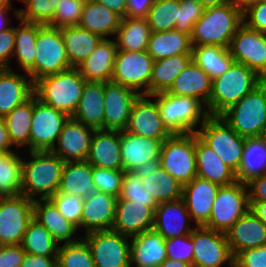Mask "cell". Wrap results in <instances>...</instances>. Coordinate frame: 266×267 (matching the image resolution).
<instances>
[{"label": "cell", "instance_id": "cell-54", "mask_svg": "<svg viewBox=\"0 0 266 267\" xmlns=\"http://www.w3.org/2000/svg\"><path fill=\"white\" fill-rule=\"evenodd\" d=\"M205 8L199 0H179V22L175 30L191 35L194 24L201 18Z\"/></svg>", "mask_w": 266, "mask_h": 267}, {"label": "cell", "instance_id": "cell-43", "mask_svg": "<svg viewBox=\"0 0 266 267\" xmlns=\"http://www.w3.org/2000/svg\"><path fill=\"white\" fill-rule=\"evenodd\" d=\"M193 60L214 79L224 74L234 59L228 48L213 45L193 47Z\"/></svg>", "mask_w": 266, "mask_h": 267}, {"label": "cell", "instance_id": "cell-46", "mask_svg": "<svg viewBox=\"0 0 266 267\" xmlns=\"http://www.w3.org/2000/svg\"><path fill=\"white\" fill-rule=\"evenodd\" d=\"M142 179L144 188L158 204L182 198L183 186L161 166Z\"/></svg>", "mask_w": 266, "mask_h": 267}, {"label": "cell", "instance_id": "cell-26", "mask_svg": "<svg viewBox=\"0 0 266 267\" xmlns=\"http://www.w3.org/2000/svg\"><path fill=\"white\" fill-rule=\"evenodd\" d=\"M232 255L266 245V226L250 211L225 233Z\"/></svg>", "mask_w": 266, "mask_h": 267}, {"label": "cell", "instance_id": "cell-45", "mask_svg": "<svg viewBox=\"0 0 266 267\" xmlns=\"http://www.w3.org/2000/svg\"><path fill=\"white\" fill-rule=\"evenodd\" d=\"M22 155L15 151L0 153V197L21 194Z\"/></svg>", "mask_w": 266, "mask_h": 267}, {"label": "cell", "instance_id": "cell-61", "mask_svg": "<svg viewBox=\"0 0 266 267\" xmlns=\"http://www.w3.org/2000/svg\"><path fill=\"white\" fill-rule=\"evenodd\" d=\"M154 0H127L126 17L146 18Z\"/></svg>", "mask_w": 266, "mask_h": 267}, {"label": "cell", "instance_id": "cell-40", "mask_svg": "<svg viewBox=\"0 0 266 267\" xmlns=\"http://www.w3.org/2000/svg\"><path fill=\"white\" fill-rule=\"evenodd\" d=\"M193 60L192 54L175 55L154 61L149 95L167 92L176 76Z\"/></svg>", "mask_w": 266, "mask_h": 267}, {"label": "cell", "instance_id": "cell-1", "mask_svg": "<svg viewBox=\"0 0 266 267\" xmlns=\"http://www.w3.org/2000/svg\"><path fill=\"white\" fill-rule=\"evenodd\" d=\"M27 152L26 158L22 156L21 194L32 200L49 199L58 192L65 162L52 151Z\"/></svg>", "mask_w": 266, "mask_h": 267}, {"label": "cell", "instance_id": "cell-58", "mask_svg": "<svg viewBox=\"0 0 266 267\" xmlns=\"http://www.w3.org/2000/svg\"><path fill=\"white\" fill-rule=\"evenodd\" d=\"M15 45V27H11L3 32H0V69L9 68L11 66V58H13Z\"/></svg>", "mask_w": 266, "mask_h": 267}, {"label": "cell", "instance_id": "cell-44", "mask_svg": "<svg viewBox=\"0 0 266 267\" xmlns=\"http://www.w3.org/2000/svg\"><path fill=\"white\" fill-rule=\"evenodd\" d=\"M20 245L27 254L57 257L60 244L43 225L33 218L27 226Z\"/></svg>", "mask_w": 266, "mask_h": 267}, {"label": "cell", "instance_id": "cell-41", "mask_svg": "<svg viewBox=\"0 0 266 267\" xmlns=\"http://www.w3.org/2000/svg\"><path fill=\"white\" fill-rule=\"evenodd\" d=\"M33 116V96L23 104L14 108L4 117L7 131L16 150L25 148L30 151V129Z\"/></svg>", "mask_w": 266, "mask_h": 267}, {"label": "cell", "instance_id": "cell-18", "mask_svg": "<svg viewBox=\"0 0 266 267\" xmlns=\"http://www.w3.org/2000/svg\"><path fill=\"white\" fill-rule=\"evenodd\" d=\"M138 96L137 92L121 84L105 82L103 130L124 131Z\"/></svg>", "mask_w": 266, "mask_h": 267}, {"label": "cell", "instance_id": "cell-12", "mask_svg": "<svg viewBox=\"0 0 266 267\" xmlns=\"http://www.w3.org/2000/svg\"><path fill=\"white\" fill-rule=\"evenodd\" d=\"M153 63L154 59L146 50H117L111 82L130 88L139 95H149Z\"/></svg>", "mask_w": 266, "mask_h": 267}, {"label": "cell", "instance_id": "cell-34", "mask_svg": "<svg viewBox=\"0 0 266 267\" xmlns=\"http://www.w3.org/2000/svg\"><path fill=\"white\" fill-rule=\"evenodd\" d=\"M122 17L96 0H86L78 26L99 35L102 39H110L116 35Z\"/></svg>", "mask_w": 266, "mask_h": 267}, {"label": "cell", "instance_id": "cell-35", "mask_svg": "<svg viewBox=\"0 0 266 267\" xmlns=\"http://www.w3.org/2000/svg\"><path fill=\"white\" fill-rule=\"evenodd\" d=\"M13 15L19 20L18 26L15 27V45L13 57L23 72H26L33 82H35V55L36 39L38 34V23L27 22L18 19V10Z\"/></svg>", "mask_w": 266, "mask_h": 267}, {"label": "cell", "instance_id": "cell-48", "mask_svg": "<svg viewBox=\"0 0 266 267\" xmlns=\"http://www.w3.org/2000/svg\"><path fill=\"white\" fill-rule=\"evenodd\" d=\"M57 267H95L89 246L81 237L79 240L59 245Z\"/></svg>", "mask_w": 266, "mask_h": 267}, {"label": "cell", "instance_id": "cell-64", "mask_svg": "<svg viewBox=\"0 0 266 267\" xmlns=\"http://www.w3.org/2000/svg\"><path fill=\"white\" fill-rule=\"evenodd\" d=\"M111 11L117 13L122 18L126 17L127 0H96Z\"/></svg>", "mask_w": 266, "mask_h": 267}, {"label": "cell", "instance_id": "cell-6", "mask_svg": "<svg viewBox=\"0 0 266 267\" xmlns=\"http://www.w3.org/2000/svg\"><path fill=\"white\" fill-rule=\"evenodd\" d=\"M220 117L241 137H263L266 128V80Z\"/></svg>", "mask_w": 266, "mask_h": 267}, {"label": "cell", "instance_id": "cell-42", "mask_svg": "<svg viewBox=\"0 0 266 267\" xmlns=\"http://www.w3.org/2000/svg\"><path fill=\"white\" fill-rule=\"evenodd\" d=\"M266 173V138H246L237 180L246 183Z\"/></svg>", "mask_w": 266, "mask_h": 267}, {"label": "cell", "instance_id": "cell-53", "mask_svg": "<svg viewBox=\"0 0 266 267\" xmlns=\"http://www.w3.org/2000/svg\"><path fill=\"white\" fill-rule=\"evenodd\" d=\"M86 0H61L53 20L48 24L56 28L78 26Z\"/></svg>", "mask_w": 266, "mask_h": 267}, {"label": "cell", "instance_id": "cell-65", "mask_svg": "<svg viewBox=\"0 0 266 267\" xmlns=\"http://www.w3.org/2000/svg\"><path fill=\"white\" fill-rule=\"evenodd\" d=\"M160 167V159H153L138 166L133 172L139 177H148L151 173L155 172Z\"/></svg>", "mask_w": 266, "mask_h": 267}, {"label": "cell", "instance_id": "cell-30", "mask_svg": "<svg viewBox=\"0 0 266 267\" xmlns=\"http://www.w3.org/2000/svg\"><path fill=\"white\" fill-rule=\"evenodd\" d=\"M117 52L115 39H103L96 49L76 68L86 81L110 82Z\"/></svg>", "mask_w": 266, "mask_h": 267}, {"label": "cell", "instance_id": "cell-69", "mask_svg": "<svg viewBox=\"0 0 266 267\" xmlns=\"http://www.w3.org/2000/svg\"><path fill=\"white\" fill-rule=\"evenodd\" d=\"M159 267H192V265L182 261L167 258Z\"/></svg>", "mask_w": 266, "mask_h": 267}, {"label": "cell", "instance_id": "cell-3", "mask_svg": "<svg viewBox=\"0 0 266 267\" xmlns=\"http://www.w3.org/2000/svg\"><path fill=\"white\" fill-rule=\"evenodd\" d=\"M263 80L246 65L233 62L224 74L212 79L210 98L206 105L209 116H220Z\"/></svg>", "mask_w": 266, "mask_h": 267}, {"label": "cell", "instance_id": "cell-27", "mask_svg": "<svg viewBox=\"0 0 266 267\" xmlns=\"http://www.w3.org/2000/svg\"><path fill=\"white\" fill-rule=\"evenodd\" d=\"M165 139H153L121 131V156L124 171H133L153 159H160Z\"/></svg>", "mask_w": 266, "mask_h": 267}, {"label": "cell", "instance_id": "cell-24", "mask_svg": "<svg viewBox=\"0 0 266 267\" xmlns=\"http://www.w3.org/2000/svg\"><path fill=\"white\" fill-rule=\"evenodd\" d=\"M24 75L9 68L0 69V117L34 95V82L26 72Z\"/></svg>", "mask_w": 266, "mask_h": 267}, {"label": "cell", "instance_id": "cell-23", "mask_svg": "<svg viewBox=\"0 0 266 267\" xmlns=\"http://www.w3.org/2000/svg\"><path fill=\"white\" fill-rule=\"evenodd\" d=\"M117 198L99 191L84 198L81 218V231L85 232L83 234L112 229Z\"/></svg>", "mask_w": 266, "mask_h": 267}, {"label": "cell", "instance_id": "cell-13", "mask_svg": "<svg viewBox=\"0 0 266 267\" xmlns=\"http://www.w3.org/2000/svg\"><path fill=\"white\" fill-rule=\"evenodd\" d=\"M34 200L23 194L0 197V246L21 244L33 217Z\"/></svg>", "mask_w": 266, "mask_h": 267}, {"label": "cell", "instance_id": "cell-17", "mask_svg": "<svg viewBox=\"0 0 266 267\" xmlns=\"http://www.w3.org/2000/svg\"><path fill=\"white\" fill-rule=\"evenodd\" d=\"M125 131L153 139H168L172 135L162 123L156 99L152 95L137 97Z\"/></svg>", "mask_w": 266, "mask_h": 267}, {"label": "cell", "instance_id": "cell-51", "mask_svg": "<svg viewBox=\"0 0 266 267\" xmlns=\"http://www.w3.org/2000/svg\"><path fill=\"white\" fill-rule=\"evenodd\" d=\"M61 215L74 224L81 233V218L84 198L77 195L59 193L49 198Z\"/></svg>", "mask_w": 266, "mask_h": 267}, {"label": "cell", "instance_id": "cell-2", "mask_svg": "<svg viewBox=\"0 0 266 267\" xmlns=\"http://www.w3.org/2000/svg\"><path fill=\"white\" fill-rule=\"evenodd\" d=\"M243 24V9L227 4L206 8L194 24L192 47L213 45L229 48L232 37Z\"/></svg>", "mask_w": 266, "mask_h": 267}, {"label": "cell", "instance_id": "cell-21", "mask_svg": "<svg viewBox=\"0 0 266 267\" xmlns=\"http://www.w3.org/2000/svg\"><path fill=\"white\" fill-rule=\"evenodd\" d=\"M155 208L118 197L112 230L131 238L152 229Z\"/></svg>", "mask_w": 266, "mask_h": 267}, {"label": "cell", "instance_id": "cell-4", "mask_svg": "<svg viewBox=\"0 0 266 267\" xmlns=\"http://www.w3.org/2000/svg\"><path fill=\"white\" fill-rule=\"evenodd\" d=\"M85 83V78L73 67L36 80L34 95L41 102L71 117L78 106Z\"/></svg>", "mask_w": 266, "mask_h": 267}, {"label": "cell", "instance_id": "cell-70", "mask_svg": "<svg viewBox=\"0 0 266 267\" xmlns=\"http://www.w3.org/2000/svg\"><path fill=\"white\" fill-rule=\"evenodd\" d=\"M256 0H231V4L236 5L242 9H244L248 4L254 2Z\"/></svg>", "mask_w": 266, "mask_h": 267}, {"label": "cell", "instance_id": "cell-72", "mask_svg": "<svg viewBox=\"0 0 266 267\" xmlns=\"http://www.w3.org/2000/svg\"><path fill=\"white\" fill-rule=\"evenodd\" d=\"M263 137L266 138V128H265Z\"/></svg>", "mask_w": 266, "mask_h": 267}, {"label": "cell", "instance_id": "cell-14", "mask_svg": "<svg viewBox=\"0 0 266 267\" xmlns=\"http://www.w3.org/2000/svg\"><path fill=\"white\" fill-rule=\"evenodd\" d=\"M69 116L41 102L33 95L30 151H52Z\"/></svg>", "mask_w": 266, "mask_h": 267}, {"label": "cell", "instance_id": "cell-5", "mask_svg": "<svg viewBox=\"0 0 266 267\" xmlns=\"http://www.w3.org/2000/svg\"><path fill=\"white\" fill-rule=\"evenodd\" d=\"M152 96L156 99L162 123L172 135L197 133V127L209 117L206 106L196 98L167 92Z\"/></svg>", "mask_w": 266, "mask_h": 267}, {"label": "cell", "instance_id": "cell-20", "mask_svg": "<svg viewBox=\"0 0 266 267\" xmlns=\"http://www.w3.org/2000/svg\"><path fill=\"white\" fill-rule=\"evenodd\" d=\"M193 223L183 198L159 203L155 208L153 229L164 239L191 234L196 228Z\"/></svg>", "mask_w": 266, "mask_h": 267}, {"label": "cell", "instance_id": "cell-62", "mask_svg": "<svg viewBox=\"0 0 266 267\" xmlns=\"http://www.w3.org/2000/svg\"><path fill=\"white\" fill-rule=\"evenodd\" d=\"M20 267H57V258L26 253Z\"/></svg>", "mask_w": 266, "mask_h": 267}, {"label": "cell", "instance_id": "cell-11", "mask_svg": "<svg viewBox=\"0 0 266 267\" xmlns=\"http://www.w3.org/2000/svg\"><path fill=\"white\" fill-rule=\"evenodd\" d=\"M73 68L68 60L59 28L38 23L35 55V81Z\"/></svg>", "mask_w": 266, "mask_h": 267}, {"label": "cell", "instance_id": "cell-29", "mask_svg": "<svg viewBox=\"0 0 266 267\" xmlns=\"http://www.w3.org/2000/svg\"><path fill=\"white\" fill-rule=\"evenodd\" d=\"M197 177L229 185L237 181L236 173L195 133Z\"/></svg>", "mask_w": 266, "mask_h": 267}, {"label": "cell", "instance_id": "cell-52", "mask_svg": "<svg viewBox=\"0 0 266 267\" xmlns=\"http://www.w3.org/2000/svg\"><path fill=\"white\" fill-rule=\"evenodd\" d=\"M95 191L120 196L124 170L98 168L92 166Z\"/></svg>", "mask_w": 266, "mask_h": 267}, {"label": "cell", "instance_id": "cell-49", "mask_svg": "<svg viewBox=\"0 0 266 267\" xmlns=\"http://www.w3.org/2000/svg\"><path fill=\"white\" fill-rule=\"evenodd\" d=\"M25 8L18 9V19L48 25L54 18L56 7L61 0H19Z\"/></svg>", "mask_w": 266, "mask_h": 267}, {"label": "cell", "instance_id": "cell-66", "mask_svg": "<svg viewBox=\"0 0 266 267\" xmlns=\"http://www.w3.org/2000/svg\"><path fill=\"white\" fill-rule=\"evenodd\" d=\"M249 211L266 226V202H249Z\"/></svg>", "mask_w": 266, "mask_h": 267}, {"label": "cell", "instance_id": "cell-37", "mask_svg": "<svg viewBox=\"0 0 266 267\" xmlns=\"http://www.w3.org/2000/svg\"><path fill=\"white\" fill-rule=\"evenodd\" d=\"M60 31L68 60L74 68L89 57L103 40L99 35L79 26L63 27Z\"/></svg>", "mask_w": 266, "mask_h": 267}, {"label": "cell", "instance_id": "cell-9", "mask_svg": "<svg viewBox=\"0 0 266 267\" xmlns=\"http://www.w3.org/2000/svg\"><path fill=\"white\" fill-rule=\"evenodd\" d=\"M249 208L246 183L237 180L232 184L222 185L217 191L209 221L204 226L226 233Z\"/></svg>", "mask_w": 266, "mask_h": 267}, {"label": "cell", "instance_id": "cell-47", "mask_svg": "<svg viewBox=\"0 0 266 267\" xmlns=\"http://www.w3.org/2000/svg\"><path fill=\"white\" fill-rule=\"evenodd\" d=\"M146 18L152 32L174 30L179 22V0H154Z\"/></svg>", "mask_w": 266, "mask_h": 267}, {"label": "cell", "instance_id": "cell-36", "mask_svg": "<svg viewBox=\"0 0 266 267\" xmlns=\"http://www.w3.org/2000/svg\"><path fill=\"white\" fill-rule=\"evenodd\" d=\"M94 191L92 165L87 160L64 163L58 189L59 193L86 198L91 196Z\"/></svg>", "mask_w": 266, "mask_h": 267}, {"label": "cell", "instance_id": "cell-67", "mask_svg": "<svg viewBox=\"0 0 266 267\" xmlns=\"http://www.w3.org/2000/svg\"><path fill=\"white\" fill-rule=\"evenodd\" d=\"M11 9L13 8H0V32H3L12 27L10 26L11 15L9 14V10Z\"/></svg>", "mask_w": 266, "mask_h": 267}, {"label": "cell", "instance_id": "cell-16", "mask_svg": "<svg viewBox=\"0 0 266 267\" xmlns=\"http://www.w3.org/2000/svg\"><path fill=\"white\" fill-rule=\"evenodd\" d=\"M229 51L234 62L242 63L266 80V34L244 23L232 37Z\"/></svg>", "mask_w": 266, "mask_h": 267}, {"label": "cell", "instance_id": "cell-55", "mask_svg": "<svg viewBox=\"0 0 266 267\" xmlns=\"http://www.w3.org/2000/svg\"><path fill=\"white\" fill-rule=\"evenodd\" d=\"M165 245L168 259L189 263L193 267L194 245L192 243V233L186 236L165 239Z\"/></svg>", "mask_w": 266, "mask_h": 267}, {"label": "cell", "instance_id": "cell-57", "mask_svg": "<svg viewBox=\"0 0 266 267\" xmlns=\"http://www.w3.org/2000/svg\"><path fill=\"white\" fill-rule=\"evenodd\" d=\"M234 267H266V245L239 252L234 257Z\"/></svg>", "mask_w": 266, "mask_h": 267}, {"label": "cell", "instance_id": "cell-28", "mask_svg": "<svg viewBox=\"0 0 266 267\" xmlns=\"http://www.w3.org/2000/svg\"><path fill=\"white\" fill-rule=\"evenodd\" d=\"M33 217L59 243H70L82 236L79 229L65 219L49 199H37L33 203Z\"/></svg>", "mask_w": 266, "mask_h": 267}, {"label": "cell", "instance_id": "cell-73", "mask_svg": "<svg viewBox=\"0 0 266 267\" xmlns=\"http://www.w3.org/2000/svg\"><path fill=\"white\" fill-rule=\"evenodd\" d=\"M129 267H139V266H135V265H133V264H130V266Z\"/></svg>", "mask_w": 266, "mask_h": 267}, {"label": "cell", "instance_id": "cell-39", "mask_svg": "<svg viewBox=\"0 0 266 267\" xmlns=\"http://www.w3.org/2000/svg\"><path fill=\"white\" fill-rule=\"evenodd\" d=\"M147 18L124 17L114 37L118 51H145L151 35Z\"/></svg>", "mask_w": 266, "mask_h": 267}, {"label": "cell", "instance_id": "cell-8", "mask_svg": "<svg viewBox=\"0 0 266 267\" xmlns=\"http://www.w3.org/2000/svg\"><path fill=\"white\" fill-rule=\"evenodd\" d=\"M160 166L182 186L197 177L195 133L173 134L162 143Z\"/></svg>", "mask_w": 266, "mask_h": 267}, {"label": "cell", "instance_id": "cell-19", "mask_svg": "<svg viewBox=\"0 0 266 267\" xmlns=\"http://www.w3.org/2000/svg\"><path fill=\"white\" fill-rule=\"evenodd\" d=\"M94 131L95 129L69 117L52 152L64 162L86 161Z\"/></svg>", "mask_w": 266, "mask_h": 267}, {"label": "cell", "instance_id": "cell-60", "mask_svg": "<svg viewBox=\"0 0 266 267\" xmlns=\"http://www.w3.org/2000/svg\"><path fill=\"white\" fill-rule=\"evenodd\" d=\"M249 202H266V173L246 182Z\"/></svg>", "mask_w": 266, "mask_h": 267}, {"label": "cell", "instance_id": "cell-56", "mask_svg": "<svg viewBox=\"0 0 266 267\" xmlns=\"http://www.w3.org/2000/svg\"><path fill=\"white\" fill-rule=\"evenodd\" d=\"M243 23L250 29L266 34V2L256 0L243 9Z\"/></svg>", "mask_w": 266, "mask_h": 267}, {"label": "cell", "instance_id": "cell-59", "mask_svg": "<svg viewBox=\"0 0 266 267\" xmlns=\"http://www.w3.org/2000/svg\"><path fill=\"white\" fill-rule=\"evenodd\" d=\"M25 254L20 244L0 246V267H20Z\"/></svg>", "mask_w": 266, "mask_h": 267}, {"label": "cell", "instance_id": "cell-38", "mask_svg": "<svg viewBox=\"0 0 266 267\" xmlns=\"http://www.w3.org/2000/svg\"><path fill=\"white\" fill-rule=\"evenodd\" d=\"M146 51L154 61L175 55L192 54L191 35L175 29L151 32Z\"/></svg>", "mask_w": 266, "mask_h": 267}, {"label": "cell", "instance_id": "cell-32", "mask_svg": "<svg viewBox=\"0 0 266 267\" xmlns=\"http://www.w3.org/2000/svg\"><path fill=\"white\" fill-rule=\"evenodd\" d=\"M211 77L192 60L175 78L167 93L189 96L200 100L205 106L211 93Z\"/></svg>", "mask_w": 266, "mask_h": 267}, {"label": "cell", "instance_id": "cell-7", "mask_svg": "<svg viewBox=\"0 0 266 267\" xmlns=\"http://www.w3.org/2000/svg\"><path fill=\"white\" fill-rule=\"evenodd\" d=\"M197 135L235 173L239 171L246 138L238 135L220 116H209Z\"/></svg>", "mask_w": 266, "mask_h": 267}, {"label": "cell", "instance_id": "cell-25", "mask_svg": "<svg viewBox=\"0 0 266 267\" xmlns=\"http://www.w3.org/2000/svg\"><path fill=\"white\" fill-rule=\"evenodd\" d=\"M120 147L121 131L95 130L87 161L98 168L124 170Z\"/></svg>", "mask_w": 266, "mask_h": 267}, {"label": "cell", "instance_id": "cell-15", "mask_svg": "<svg viewBox=\"0 0 266 267\" xmlns=\"http://www.w3.org/2000/svg\"><path fill=\"white\" fill-rule=\"evenodd\" d=\"M192 243L194 245L193 267L234 266V256L225 233L205 226H196L192 231Z\"/></svg>", "mask_w": 266, "mask_h": 267}, {"label": "cell", "instance_id": "cell-10", "mask_svg": "<svg viewBox=\"0 0 266 267\" xmlns=\"http://www.w3.org/2000/svg\"><path fill=\"white\" fill-rule=\"evenodd\" d=\"M86 240L95 267H129L131 238L114 230L82 234Z\"/></svg>", "mask_w": 266, "mask_h": 267}, {"label": "cell", "instance_id": "cell-22", "mask_svg": "<svg viewBox=\"0 0 266 267\" xmlns=\"http://www.w3.org/2000/svg\"><path fill=\"white\" fill-rule=\"evenodd\" d=\"M219 187L217 183L199 177L183 186L182 198L194 222L193 226H204L209 221Z\"/></svg>", "mask_w": 266, "mask_h": 267}, {"label": "cell", "instance_id": "cell-33", "mask_svg": "<svg viewBox=\"0 0 266 267\" xmlns=\"http://www.w3.org/2000/svg\"><path fill=\"white\" fill-rule=\"evenodd\" d=\"M71 118L95 130H103L104 82L86 81L78 106Z\"/></svg>", "mask_w": 266, "mask_h": 267}, {"label": "cell", "instance_id": "cell-63", "mask_svg": "<svg viewBox=\"0 0 266 267\" xmlns=\"http://www.w3.org/2000/svg\"><path fill=\"white\" fill-rule=\"evenodd\" d=\"M12 147L4 117H0V153L15 151Z\"/></svg>", "mask_w": 266, "mask_h": 267}, {"label": "cell", "instance_id": "cell-31", "mask_svg": "<svg viewBox=\"0 0 266 267\" xmlns=\"http://www.w3.org/2000/svg\"><path fill=\"white\" fill-rule=\"evenodd\" d=\"M165 239L149 229L131 237V264L139 267H159L166 259Z\"/></svg>", "mask_w": 266, "mask_h": 267}, {"label": "cell", "instance_id": "cell-68", "mask_svg": "<svg viewBox=\"0 0 266 267\" xmlns=\"http://www.w3.org/2000/svg\"><path fill=\"white\" fill-rule=\"evenodd\" d=\"M199 1L201 2V4L205 9L210 7L231 4V0H199Z\"/></svg>", "mask_w": 266, "mask_h": 267}, {"label": "cell", "instance_id": "cell-71", "mask_svg": "<svg viewBox=\"0 0 266 267\" xmlns=\"http://www.w3.org/2000/svg\"><path fill=\"white\" fill-rule=\"evenodd\" d=\"M12 0H0V8H13Z\"/></svg>", "mask_w": 266, "mask_h": 267}, {"label": "cell", "instance_id": "cell-50", "mask_svg": "<svg viewBox=\"0 0 266 267\" xmlns=\"http://www.w3.org/2000/svg\"><path fill=\"white\" fill-rule=\"evenodd\" d=\"M119 198L122 200L142 203L150 207L158 206V203L153 196L144 188L142 177H139L133 171H124Z\"/></svg>", "mask_w": 266, "mask_h": 267}]
</instances>
